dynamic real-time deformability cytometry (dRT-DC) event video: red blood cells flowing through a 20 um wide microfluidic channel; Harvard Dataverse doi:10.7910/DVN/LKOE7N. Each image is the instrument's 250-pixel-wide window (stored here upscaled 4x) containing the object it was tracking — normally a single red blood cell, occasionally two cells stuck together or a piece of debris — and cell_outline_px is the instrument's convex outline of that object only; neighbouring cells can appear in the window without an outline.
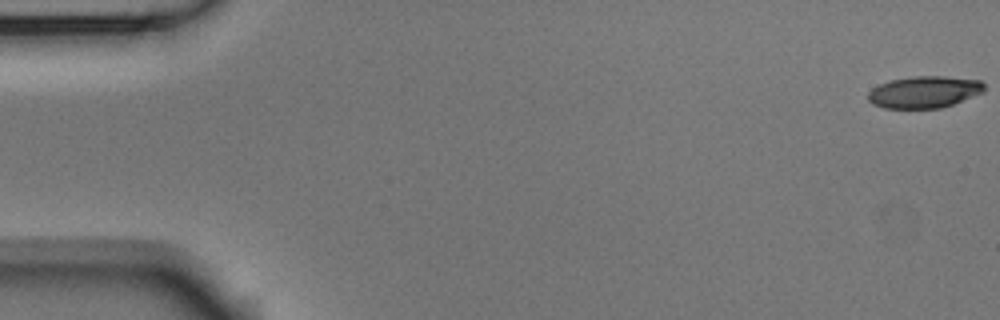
{"species": "Egyptian fruit bat (a non-hibernating species)", "species_latin": "Rousettus aegyptiacus", "temperature_condition": "room temperature", "stored_images_in_passage": 55, "camera_frame_rate_fps": 3000, "um_per_image_px": 0.085, "animal": {"sex": "male"}, "frame": {"image": 1, "passage_image": 1, "time_ms": 0.0, "image_size_px": [1000, 320], "cell_outline_px": [[984, 92], [952, 104], [940, 108], [884, 108], [872, 104], [868, 100], [868, 92], [872, 88], [888, 80], [912, 76], [944, 76], [980, 80], [984, 84]], "centroid_in_image_um": [78.53, 7.81], "position_along_channel_um": 6.5, "area_um2": 21.62}}
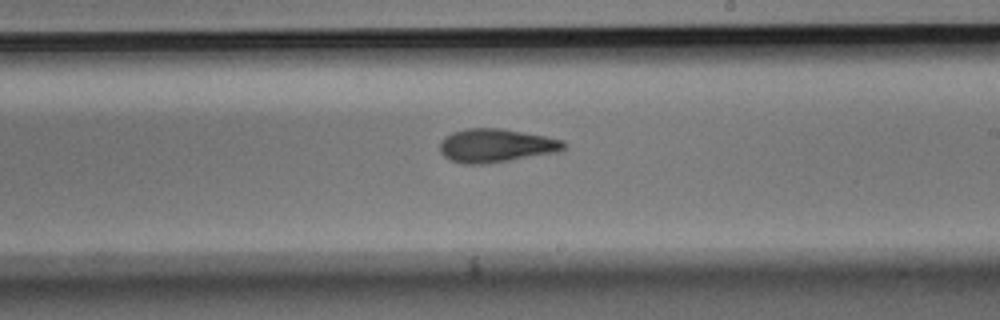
{"frame": {"image": 2, "passage_image": 32, "time_ms": 10.333, "image_size_px": [1000, 320], "cell_outline_px": [[568, 144], [564, 148], [556, 152], [508, 160], [480, 164], [464, 164], [448, 160], [440, 152], [440, 144], [444, 136], [452, 132], [468, 128], [500, 128], [544, 136], [564, 140]], "centroid_in_image_um": [42.12, 12.37], "position_along_channel_um": 246.9, "area_um2": 24.04}}
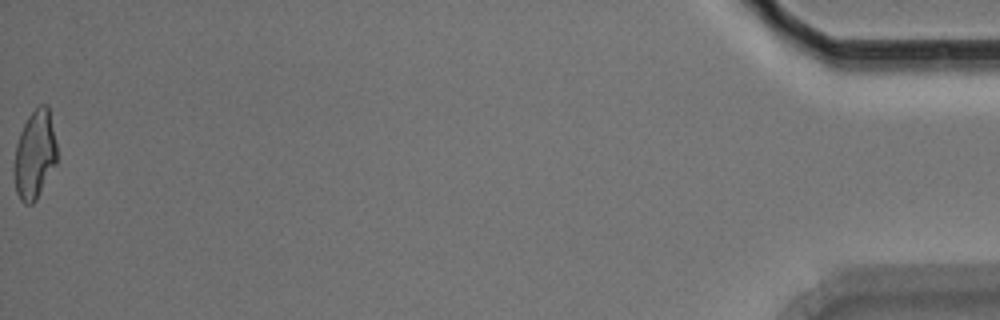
{"frame": {"image": 3, "passage_image": 55, "time_ms": 18.0, "image_size_px": [1000, 320], "cell_outline_px": [[56, 164], [36, 200], [32, 204], [24, 204], [20, 200], [16, 192], [12, 172], [16, 144], [20, 132], [28, 116], [40, 104], [48, 104], [56, 144]], "centroid_in_image_um": [2.92, 13.18], "position_along_channel_um": 432.3, "area_um2": 22.25}, "authors_computed_cell_mechanics": {"area_um2": 23.12, "velocity_mm_per_s": 3.7177, "shape_relaxation_time_tau1_ms": 6.0776, "shape_relaxation_time_tau2_ms": 3.5309, "deformation_change_tau1": 0.1911, "deformation_change_tau2": 0.1173}}